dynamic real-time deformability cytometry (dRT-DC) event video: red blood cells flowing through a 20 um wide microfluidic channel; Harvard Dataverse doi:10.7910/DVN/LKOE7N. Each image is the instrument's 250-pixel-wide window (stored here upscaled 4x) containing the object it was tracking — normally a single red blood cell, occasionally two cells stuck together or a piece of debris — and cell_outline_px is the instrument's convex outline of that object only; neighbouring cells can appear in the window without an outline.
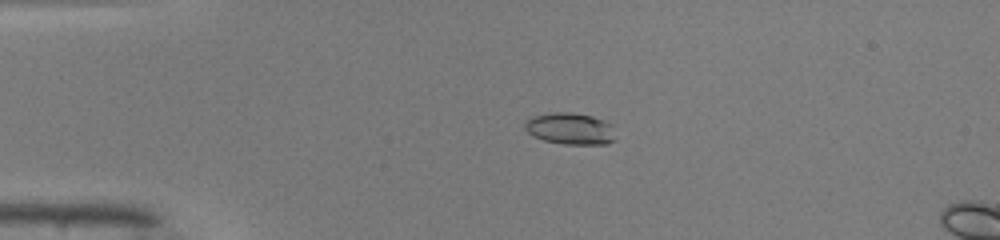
{"species": "common noctule bat (a hibernating species)", "species_latin": "Nyctalus noctula", "temperature_condition": "warm", "stored_images_in_passage": 17, "camera_frame_rate_fps": 3000, "um_per_image_px": 0.085, "animal": {"sex": "male", "body_mass_g": 19.0, "forearm_length_mm": 50.8}, "frame": {"image": 1, "passage_image": 12, "time_ms": 3.667, "image_size_px": [1000, 240], "cell_outline_px": [[616, 140], [608, 144], [564, 144], [544, 140], [532, 136], [524, 128], [524, 124], [532, 116], [552, 112], [572, 112], [592, 116], [604, 120], [612, 124]], "centroid_in_image_um": [48.49, 10.93], "position_along_channel_um": 36.5, "area_um2": 16.94}}